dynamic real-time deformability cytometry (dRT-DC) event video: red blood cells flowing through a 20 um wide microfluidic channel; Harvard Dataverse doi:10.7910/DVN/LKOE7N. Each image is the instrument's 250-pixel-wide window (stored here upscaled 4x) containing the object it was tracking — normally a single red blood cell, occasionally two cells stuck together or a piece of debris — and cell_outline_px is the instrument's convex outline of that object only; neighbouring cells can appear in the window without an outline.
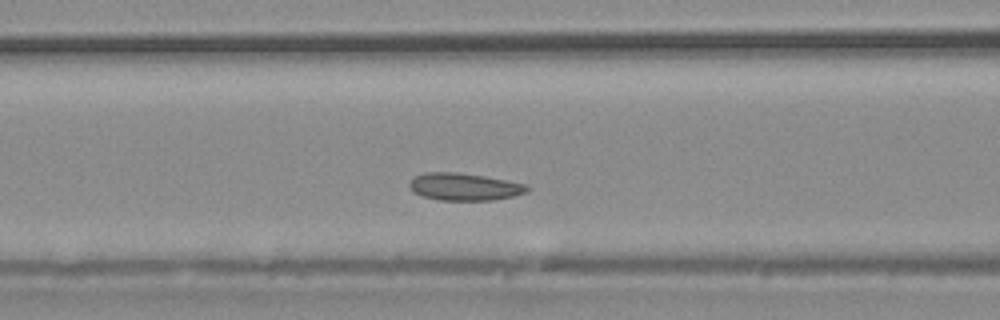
{"species": "common noctule bat (a hibernating species)", "species_latin": "Nyctalus noctula", "temperature_condition": "warm", "stored_images_in_passage": 32, "camera_frame_rate_fps": 3000, "um_per_image_px": 0.085, "animal": {"sex": "male", "body_mass_g": 20.4}, "frame": {"image": 1, "passage_image": 9, "time_ms": 2.667, "image_size_px": [1000, 320], "cell_outline_px": [[532, 188], [528, 192], [512, 196], [492, 200], [440, 200], [420, 196], [408, 184], [416, 176], [424, 172], [456, 172], [484, 176], [528, 184]], "centroid_in_image_um": [39.52, 15.87], "position_along_channel_um": 127.1, "area_um2": 18.73}}
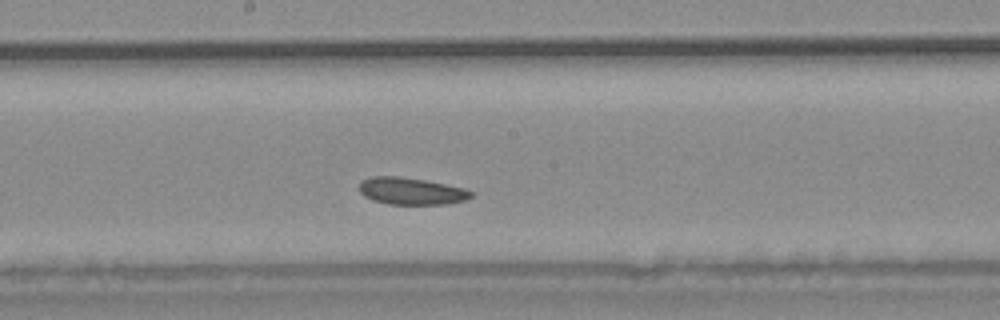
{"frame": {"image": 2, "passage_image": 14, "time_ms": 4.333, "image_size_px": [1000, 320], "cell_outline_px": [[472, 196], [464, 200], [444, 204], [388, 204], [372, 200], [364, 196], [360, 192], [360, 180], [372, 176], [400, 176], [424, 180], [464, 188], [472, 192]], "centroid_in_image_um": [34.9, 16.24], "position_along_channel_um": 213.3, "area_um2": 17.51}}
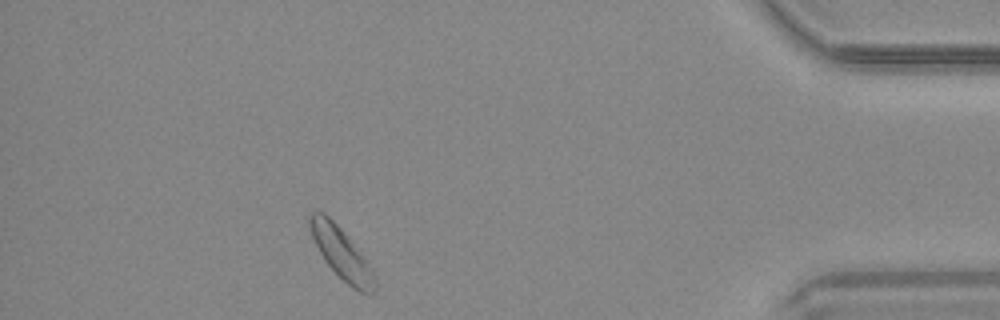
{"frame": {"image": 3, "passage_image": 28, "time_ms": 9.0, "image_size_px": [1000, 320], "cell_outline_px": [[376, 288], [372, 292], [360, 292], [352, 288], [324, 260], [312, 236], [308, 224], [308, 216], [312, 212], [324, 212], [348, 236], [372, 268], [376, 276]], "centroid_in_image_um": [29.03, 21.52], "position_along_channel_um": 406.2, "area_um2": 19.07}}